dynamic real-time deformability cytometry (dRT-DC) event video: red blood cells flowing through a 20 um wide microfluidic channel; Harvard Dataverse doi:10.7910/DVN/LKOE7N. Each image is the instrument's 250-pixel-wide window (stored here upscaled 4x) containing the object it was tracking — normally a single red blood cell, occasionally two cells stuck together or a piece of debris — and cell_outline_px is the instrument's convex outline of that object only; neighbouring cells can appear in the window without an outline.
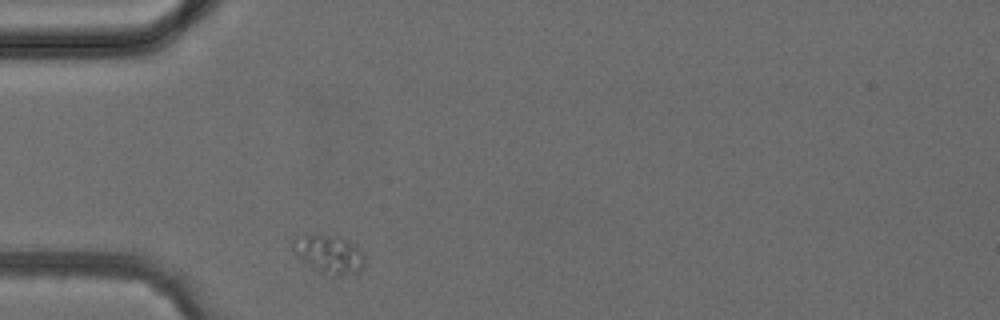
{"species": "common noctule bat (a hibernating species)", "species_latin": "Nyctalus noctula", "temperature_condition": "cold", "stored_images_in_passage": 1, "camera_frame_rate_fps": 3000, "um_per_image_px": 0.085, "animal": {"sex": "female", "body_mass_g": 24.6, "forearm_length_mm": 56.2}, "frame": {"image": 1, "passage_image": 1, "time_ms": 0.0, "image_size_px": [1000, 320], "cell_outline_px": [[364, 264], [360, 272], [336, 276], [300, 260], [292, 252], [292, 240], [296, 236], [304, 232], [336, 236], [348, 240], [360, 248], [364, 256]], "centroid_in_image_um": [27.93, 21.53], "position_along_channel_um": 57.1, "area_um2": 16.18}}